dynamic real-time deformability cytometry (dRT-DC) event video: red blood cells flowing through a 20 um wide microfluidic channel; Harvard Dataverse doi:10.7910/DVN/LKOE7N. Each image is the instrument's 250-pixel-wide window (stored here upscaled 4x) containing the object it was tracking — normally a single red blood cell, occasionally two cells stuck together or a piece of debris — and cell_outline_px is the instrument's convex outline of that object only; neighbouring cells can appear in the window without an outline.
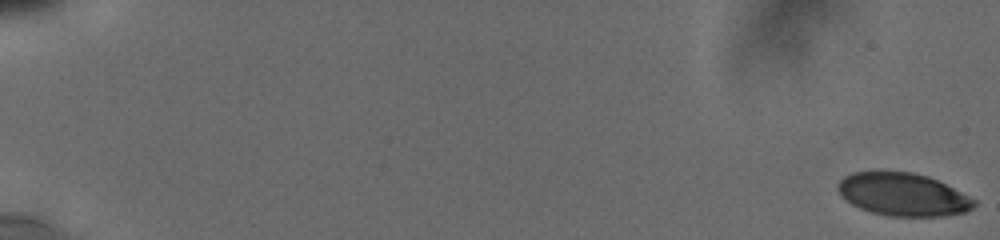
{"species": "human", "species_latin": "Homo sapiens", "temperature_condition": "cold", "stored_images_in_passage": 45, "camera_frame_rate_fps": 3000, "um_per_image_px": 0.085, "donor": {"sex": "male"}, "frame": {"image": 1, "passage_image": 1, "time_ms": 0.0, "image_size_px": [1000, 240], "cell_outline_px": [[976, 204], [972, 208], [964, 212], [944, 216], [892, 216], [872, 212], [860, 208], [852, 204], [840, 196], [836, 188], [836, 184], [844, 176], [852, 172], [912, 172], [928, 176], [976, 200]], "centroid_in_image_um": [76.7, 16.53], "position_along_channel_um": 8.3, "area_um2": 33.76}}
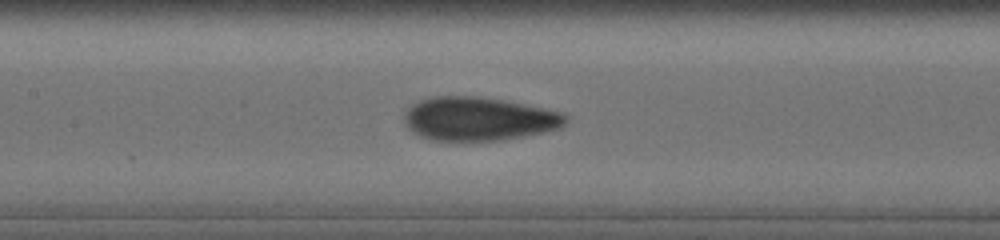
{"frame": {"image": 2, "passage_image": 17, "time_ms": 9.667, "image_size_px": [1000, 240], "cell_outline_px": [[568, 120], [560, 128], [544, 132], [524, 136], [500, 140], [432, 140], [420, 136], [412, 132], [404, 124], [404, 116], [408, 108], [412, 104], [420, 100], [436, 96], [476, 96], [504, 100], [560, 112], [568, 116]], "centroid_in_image_um": [40.67, 10.1], "position_along_channel_um": 166.7, "area_um2": 40.81}}
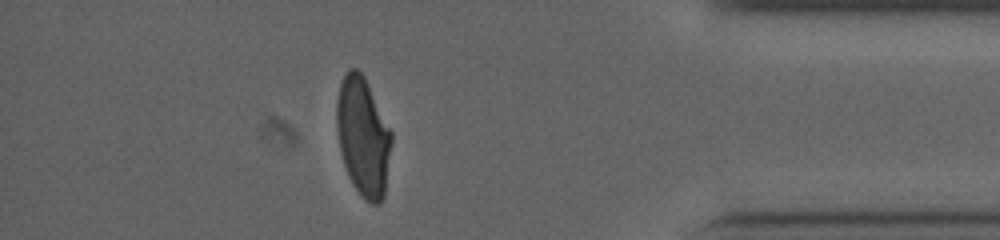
{"frame": {"image": 3, "passage_image": 40, "time_ms": 16.667, "image_size_px": [1000, 240], "cell_outline_px": [[392, 140], [384, 196], [380, 204], [372, 204], [364, 200], [352, 184], [348, 176], [340, 152], [336, 128], [336, 100], [340, 84], [348, 68], [356, 68], [364, 76], [392, 132]], "centroid_in_image_um": [30.85, 11.63], "position_along_channel_um": 404.4, "area_um2": 38.15}, "authors_computed_cell_mechanics": {"area_um2": 39.4774, "velocity_mm_per_s": 3.8098, "shape_relaxation_time_tau1_ms": 6.7832, "shape_relaxation_time_tau2_ms": null, "deformation_change_tau1": 0.1869, "deformation_change_tau2": null}}